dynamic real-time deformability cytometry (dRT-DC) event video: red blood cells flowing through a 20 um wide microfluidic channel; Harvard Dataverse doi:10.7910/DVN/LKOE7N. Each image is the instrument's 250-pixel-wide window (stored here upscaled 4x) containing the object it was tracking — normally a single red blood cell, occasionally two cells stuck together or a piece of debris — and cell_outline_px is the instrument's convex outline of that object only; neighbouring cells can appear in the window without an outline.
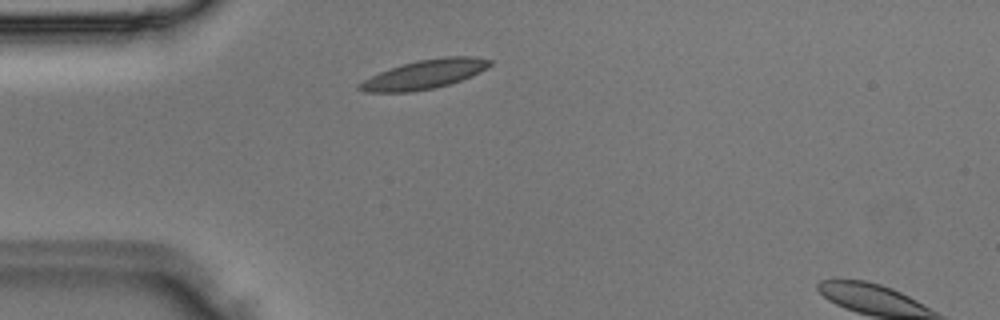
{"species": "Egyptian fruit bat (a non-hibernating species)", "species_latin": "Rousettus aegyptiacus", "temperature_condition": "room temperature", "stored_images_in_passage": 2, "camera_frame_rate_fps": 3000, "um_per_image_px": 0.085, "animal": {"sex": "male"}, "frame": {"image": 1, "passage_image": 1, "time_ms": 0.0, "image_size_px": [1000, 320], "cell_outline_px": [[492, 64], [488, 68], [480, 72], [460, 80], [448, 84], [432, 88], [408, 92], [364, 92], [356, 88], [356, 84], [380, 72], [416, 60], [444, 56], [476, 56], [492, 60]], "centroid_in_image_um": [36.1, 6.31], "position_along_channel_um": 48.9, "area_um2": 21.96}}